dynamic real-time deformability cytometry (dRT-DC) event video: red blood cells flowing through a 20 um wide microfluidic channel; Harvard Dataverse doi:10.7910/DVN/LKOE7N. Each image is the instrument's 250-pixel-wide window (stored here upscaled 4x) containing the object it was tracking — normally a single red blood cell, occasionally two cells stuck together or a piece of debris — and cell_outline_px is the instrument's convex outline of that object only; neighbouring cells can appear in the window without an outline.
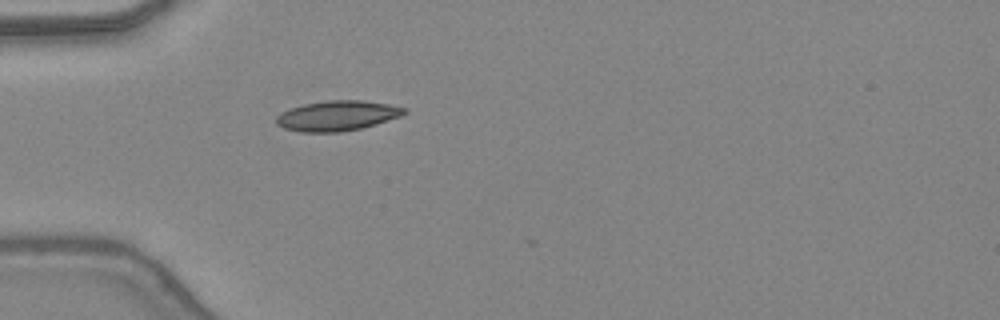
{"species": "common noctule bat (a hibernating species)", "species_latin": "Nyctalus noctula", "temperature_condition": "warm", "stored_images_in_passage": 10, "camera_frame_rate_fps": 3000, "um_per_image_px": 0.085, "animal": {"sex": "female", "body_mass_g": 24.6, "forearm_length_mm": 56.2}, "frame": {"image": 1, "passage_image": 1, "time_ms": 0.0, "image_size_px": [1000, 320], "cell_outline_px": [[408, 112], [400, 116], [376, 124], [360, 128], [340, 132], [300, 132], [284, 128], [276, 124], [276, 116], [280, 112], [304, 104], [328, 100], [364, 100], [388, 104], [408, 108]], "centroid_in_image_um": [28.67, 9.83], "position_along_channel_um": 56.3, "area_um2": 22.48}}
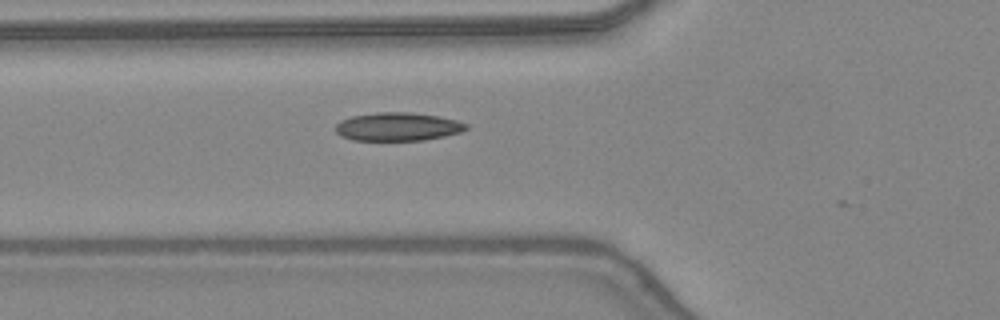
{"frame": {"image": 2, "passage_image": 4, "time_ms": 1.0, "image_size_px": [1000, 320], "cell_outline_px": [[468, 128], [460, 132], [444, 136], [424, 140], [352, 140], [340, 136], [336, 132], [336, 124], [340, 120], [352, 116], [376, 112], [412, 112], [436, 116], [456, 120], [468, 124]], "centroid_in_image_um": [33.78, 10.76], "position_along_channel_um": 92.0, "area_um2": 21.56}}
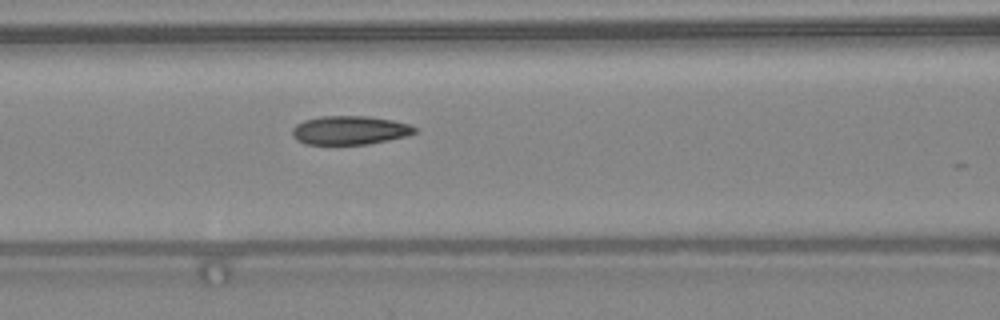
{"frame": {"image": 3, "passage_image": 7, "time_ms": 2.0, "image_size_px": [1000, 320], "cell_outline_px": [[416, 132], [404, 136], [388, 140], [368, 144], [304, 144], [296, 140], [292, 136], [292, 128], [296, 124], [304, 120], [320, 116], [368, 116], [392, 120], [408, 124], [416, 128]], "centroid_in_image_um": [29.68, 11.07], "position_along_channel_um": 136.9, "area_um2": 20.46}}